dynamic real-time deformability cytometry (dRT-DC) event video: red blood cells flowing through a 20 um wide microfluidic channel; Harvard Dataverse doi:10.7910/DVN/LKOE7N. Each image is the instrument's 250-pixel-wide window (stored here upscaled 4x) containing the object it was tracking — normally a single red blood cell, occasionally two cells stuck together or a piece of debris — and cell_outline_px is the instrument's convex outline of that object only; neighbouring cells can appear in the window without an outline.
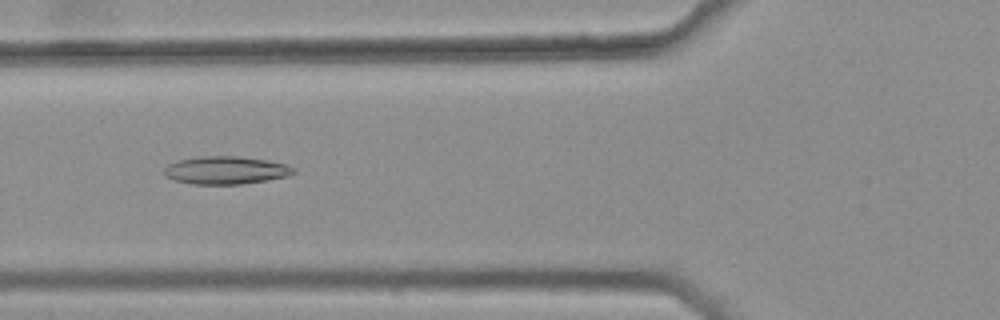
{"species": "common noctule bat (a hibernating species)", "species_latin": "Nyctalus noctula", "temperature_condition": "warm", "stored_images_in_passage": 40, "camera_frame_rate_fps": 3000, "um_per_image_px": 0.085, "animal": {"sex": "female", "body_mass_g": 25.1}, "frame": {"image": 1, "passage_image": 14, "time_ms": 4.333, "image_size_px": [1000, 320], "cell_outline_px": [[296, 172], [288, 176], [240, 184], [192, 184], [172, 180], [164, 176], [164, 168], [168, 164], [180, 160], [200, 156], [236, 156], [268, 160], [288, 164], [296, 168]], "centroid_in_image_um": [19.19, 14.47], "position_along_channel_um": 106.6, "area_um2": 21.1}}
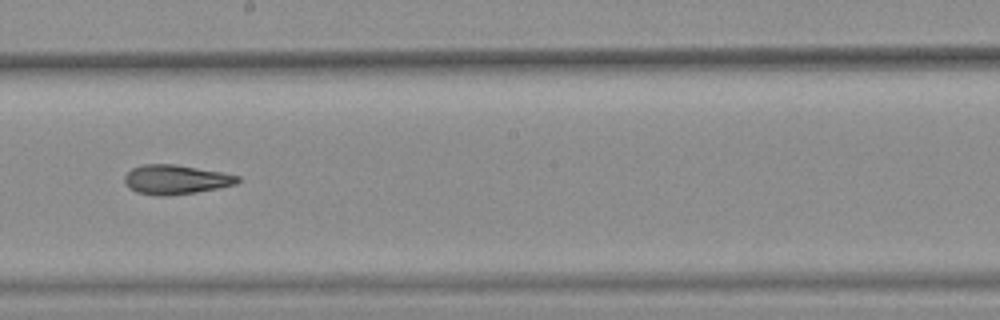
{"frame": {"image": 2, "passage_image": 24, "time_ms": 7.667, "image_size_px": [1000, 320], "cell_outline_px": [[240, 180], [236, 184], [220, 188], [196, 192], [168, 196], [156, 196], [136, 192], [128, 188], [124, 184], [124, 176], [132, 168], [144, 164], [176, 164], [220, 172], [240, 176]], "centroid_in_image_um": [14.91, 15.27], "position_along_channel_um": 233.3, "area_um2": 19.54}}
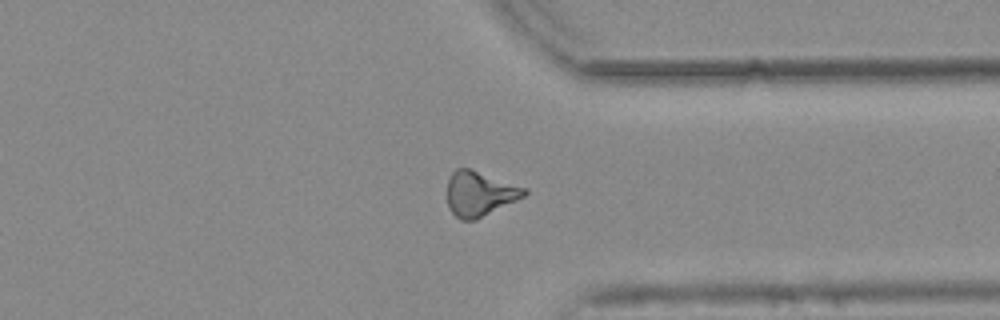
{"frame": {"image": 3, "passage_image": 35, "time_ms": 11.333, "image_size_px": [1000, 320], "cell_outline_px": [[528, 192], [524, 196], [476, 220], [460, 220], [448, 208], [448, 180], [452, 172], [456, 168], [472, 168], [528, 188]], "centroid_in_image_um": [40.77, 16.44], "position_along_channel_um": 370.6, "area_um2": 20.29}, "authors_computed_cell_mechanics": {"area_um2": 19.6231, "velocity_mm_per_s": 3.8025, "shape_relaxation_time_tau1_ms": null, "shape_relaxation_time_tau2_ms": 4.4514, "deformation_change_tau1": null, "deformation_change_tau2": 0.1356}}